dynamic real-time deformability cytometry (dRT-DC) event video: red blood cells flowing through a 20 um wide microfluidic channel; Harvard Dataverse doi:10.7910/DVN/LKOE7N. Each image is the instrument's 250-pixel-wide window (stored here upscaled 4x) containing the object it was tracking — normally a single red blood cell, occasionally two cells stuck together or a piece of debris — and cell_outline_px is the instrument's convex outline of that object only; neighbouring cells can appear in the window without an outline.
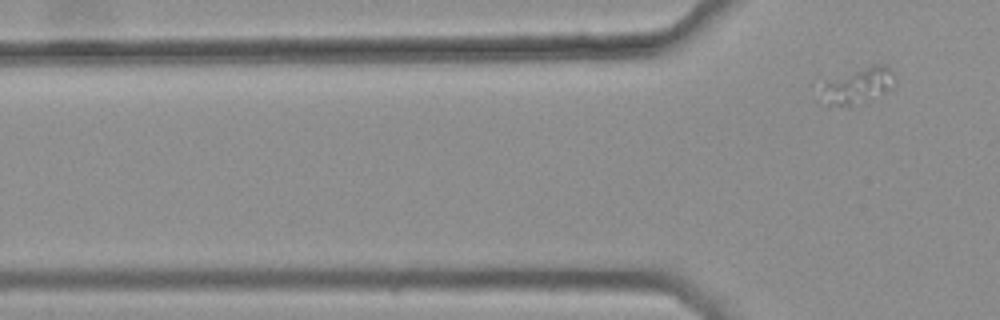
{"species": "common noctule bat (a hibernating species)", "species_latin": "Nyctalus noctula", "temperature_condition": "warm", "stored_images_in_passage": 4, "camera_frame_rate_fps": 3000, "um_per_image_px": 0.085, "animal": {"sex": "female", "body_mass_g": 25.1}, "frame": {"image": 1, "passage_image": 4, "time_ms": 1.0, "image_size_px": [1000, 320], "cell_outline_px": [[892, 88], [848, 104], [828, 104], [824, 88], [824, 80], [872, 64], [884, 64], [892, 72]], "centroid_in_image_um": [72.94, 7.16], "position_along_channel_um": 52.9, "area_um2": 13.87}}